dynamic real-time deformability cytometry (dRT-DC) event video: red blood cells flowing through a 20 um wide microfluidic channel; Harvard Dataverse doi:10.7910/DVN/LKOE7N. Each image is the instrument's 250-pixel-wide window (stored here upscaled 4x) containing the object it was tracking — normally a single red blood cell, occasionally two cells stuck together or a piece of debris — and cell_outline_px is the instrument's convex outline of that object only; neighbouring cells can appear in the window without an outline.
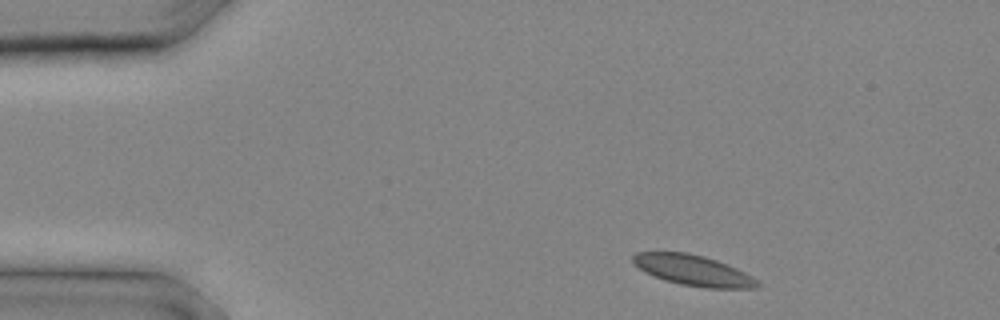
{"species": "common noctule bat (a hibernating species)", "species_latin": "Nyctalus noctula", "temperature_condition": "cold", "stored_images_in_passage": 8, "camera_frame_rate_fps": 3000, "um_per_image_px": 0.085, "animal": {"sex": "male", "body_mass_g": 20.4}, "frame": {"image": 1, "passage_image": 1, "time_ms": 0.0, "image_size_px": [1000, 320], "cell_outline_px": [[760, 284], [756, 288], [704, 288], [680, 284], [664, 280], [644, 272], [632, 260], [632, 256], [636, 252], [688, 252], [704, 256], [728, 264], [752, 276]], "centroid_in_image_um": [58.92, 22.98], "position_along_channel_um": 26.1, "area_um2": 22.14}}
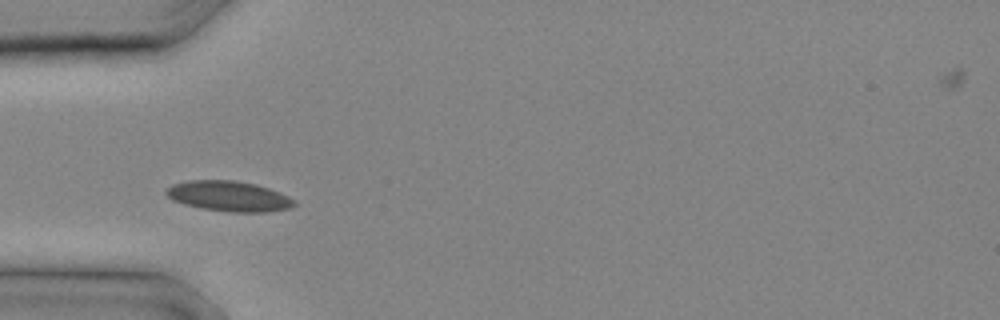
{"frame": {"image": 2, "passage_image": 5, "time_ms": 1.333, "image_size_px": [1000, 320], "cell_outline_px": [[296, 204], [288, 208], [264, 212], [232, 212], [200, 208], [184, 204], [172, 200], [164, 192], [172, 184], [188, 180], [236, 180], [256, 184], [280, 192], [296, 200]], "centroid_in_image_um": [19.44, 16.67], "position_along_channel_um": 65.6, "area_um2": 22.66}}